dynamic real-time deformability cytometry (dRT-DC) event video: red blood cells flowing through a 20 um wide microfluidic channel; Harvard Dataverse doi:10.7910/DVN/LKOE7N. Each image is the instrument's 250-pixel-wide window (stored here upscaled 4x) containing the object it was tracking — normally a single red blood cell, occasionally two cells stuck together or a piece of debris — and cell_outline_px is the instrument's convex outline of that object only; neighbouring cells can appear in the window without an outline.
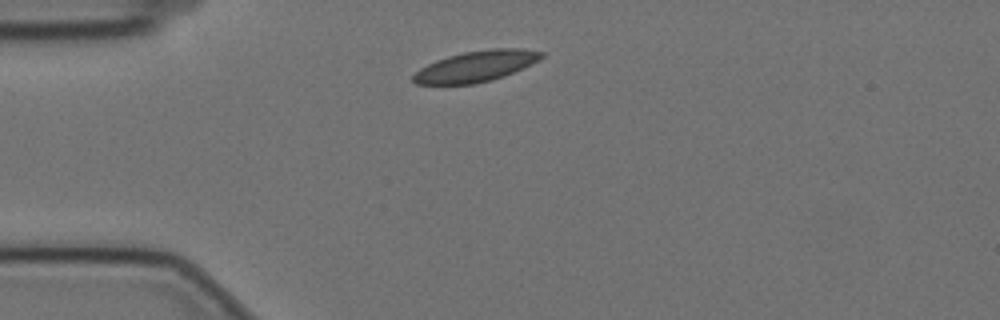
{"species": "Egyptian fruit bat (a non-hibernating species)", "species_latin": "Rousettus aegyptiacus", "temperature_condition": "cold", "stored_images_in_passage": 45, "camera_frame_rate_fps": 3000, "um_per_image_px": 0.085, "animal": {"sex": "female"}, "frame": {"image": 1, "passage_image": 1, "time_ms": 0.0, "image_size_px": [1000, 320], "cell_outline_px": [[544, 56], [540, 60], [532, 64], [504, 76], [492, 80], [472, 84], [416, 84], [412, 80], [412, 76], [420, 68], [436, 60], [448, 56], [464, 52], [492, 48], [524, 48], [544, 52]], "centroid_in_image_um": [40.49, 5.62], "position_along_channel_um": 44.5, "area_um2": 23.12}}
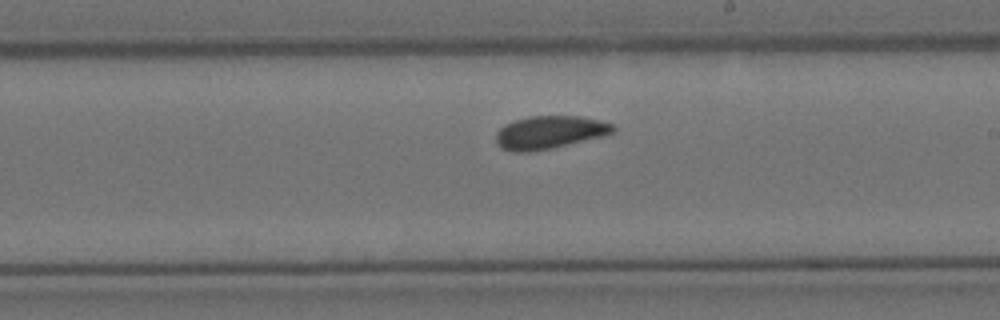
{"frame": {"image": 2, "passage_image": 20, "time_ms": 6.333, "image_size_px": [1000, 320], "cell_outline_px": [[616, 128], [612, 132], [600, 136], [548, 148], [528, 152], [516, 152], [504, 148], [496, 140], [496, 132], [504, 124], [528, 116], [580, 116], [600, 120], [612, 124]], "centroid_in_image_um": [46.68, 11.22], "position_along_channel_um": 242.3, "area_um2": 21.85}}
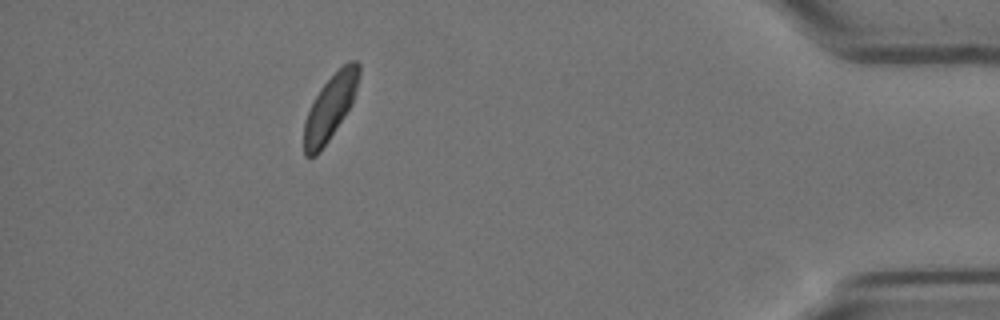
{"frame": {"image": 3, "passage_image": 39, "time_ms": 12.667, "image_size_px": [1000, 320], "cell_outline_px": [[360, 72], [352, 104], [320, 152], [316, 156], [304, 156], [304, 124], [308, 112], [320, 88], [348, 60], [356, 60], [360, 64]], "centroid_in_image_um": [28.07, 9.12], "position_along_channel_um": 407.1, "area_um2": 20.35}, "authors_computed_cell_mechanics": {"area_um2": 22.1952, "velocity_mm_per_s": 3.4329, "shape_relaxation_time_tau1_ms": 9.8245, "shape_relaxation_time_tau2_ms": null, "deformation_change_tau1": 0.1281, "deformation_change_tau2": null}}